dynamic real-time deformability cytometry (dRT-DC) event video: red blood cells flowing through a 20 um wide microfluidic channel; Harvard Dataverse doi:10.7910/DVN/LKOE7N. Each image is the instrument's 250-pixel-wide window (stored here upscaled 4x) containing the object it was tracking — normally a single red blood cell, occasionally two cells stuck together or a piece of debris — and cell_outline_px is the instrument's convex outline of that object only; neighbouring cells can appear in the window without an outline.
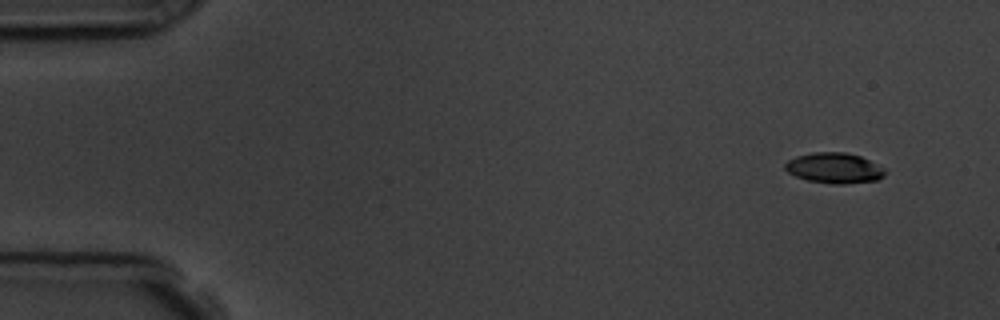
{"species": "common noctule bat (a hibernating species)", "species_latin": "Nyctalus noctula", "temperature_condition": "room temperature", "stored_images_in_passage": 11, "camera_frame_rate_fps": 3000, "um_per_image_px": 0.085, "animal": {"sex": "male", "body_mass_g": 19.5, "forearm_length_mm": 54.6}, "frame": {"image": 1, "passage_image": 4, "time_ms": 1.0, "image_size_px": [1000, 320], "cell_outline_px": [[888, 172], [884, 176], [876, 180], [844, 184], [832, 184], [808, 180], [796, 176], [788, 172], [784, 168], [784, 164], [788, 160], [796, 156], [816, 152], [844, 152], [860, 156], [884, 168]], "centroid_in_image_um": [70.92, 14.28], "position_along_channel_um": 14.1, "area_um2": 17.69}}